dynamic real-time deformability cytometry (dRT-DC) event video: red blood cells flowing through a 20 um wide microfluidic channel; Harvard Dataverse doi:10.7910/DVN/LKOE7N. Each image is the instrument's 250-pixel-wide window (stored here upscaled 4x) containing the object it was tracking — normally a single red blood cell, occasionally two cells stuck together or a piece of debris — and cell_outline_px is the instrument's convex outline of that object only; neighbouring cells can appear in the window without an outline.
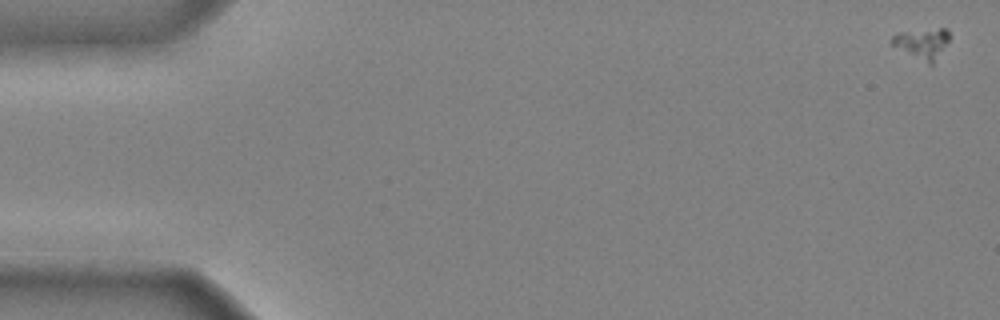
{"species": "common noctule bat (a hibernating species)", "species_latin": "Nyctalus noctula", "temperature_condition": "cold", "stored_images_in_passage": 11, "camera_frame_rate_fps": 3000, "um_per_image_px": 0.085, "animal": {"sex": "male", "body_mass_g": 20.4}, "frame": {"image": 1, "passage_image": 1, "time_ms": 0.0, "image_size_px": [1000, 320], "cell_outline_px": [[948, 40], [932, 64], [928, 64], [888, 44], [892, 36], [896, 32], [940, 28], [948, 28]], "centroid_in_image_um": [78.3, 3.66], "position_along_channel_um": 6.7, "area_um2": 10.17}}